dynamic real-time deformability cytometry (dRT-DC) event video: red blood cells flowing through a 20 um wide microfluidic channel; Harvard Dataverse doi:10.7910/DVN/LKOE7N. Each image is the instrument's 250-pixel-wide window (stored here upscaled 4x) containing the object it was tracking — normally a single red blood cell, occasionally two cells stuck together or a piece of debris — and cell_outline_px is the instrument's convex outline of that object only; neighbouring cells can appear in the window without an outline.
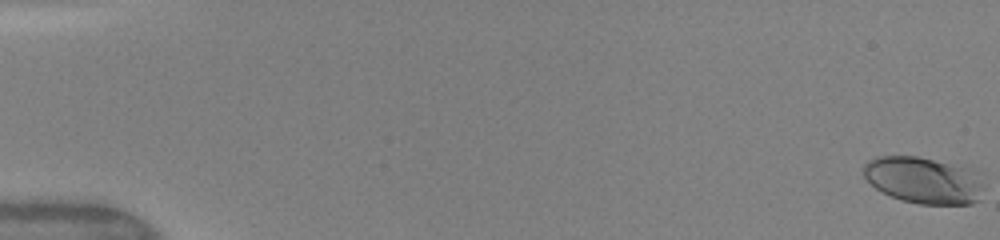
{"species": "human", "species_latin": "Homo sapiens", "temperature_condition": "warm", "stored_images_in_passage": 50, "camera_frame_rate_fps": 3000, "um_per_image_px": 0.085, "donor": {"sex": "female"}, "frame": {"image": 1, "passage_image": 1, "time_ms": 0.0, "image_size_px": [1000, 240], "cell_outline_px": [[984, 184], [976, 200], [972, 204], [920, 204], [900, 200], [876, 188], [864, 176], [864, 164], [868, 160], [876, 156], [916, 156], [968, 168], [984, 172]], "centroid_in_image_um": [78.55, 15.31], "position_along_channel_um": 6.4, "area_um2": 32.77}}
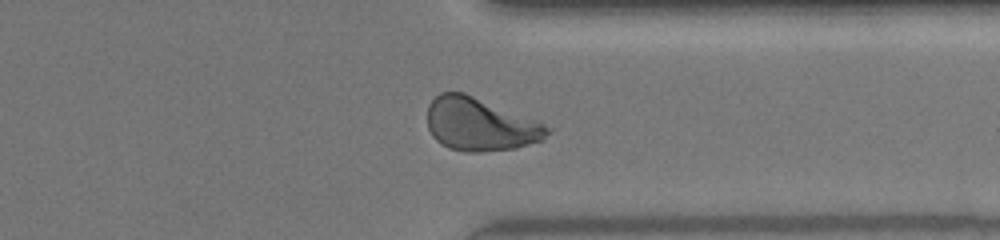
{"frame": {"image": 2, "passage_image": 40, "time_ms": 13.0, "image_size_px": [1000, 240], "cell_outline_px": [[552, 132], [544, 140], [516, 148], [480, 152], [468, 152], [448, 148], [440, 144], [432, 136], [428, 128], [428, 104], [440, 92], [464, 92], [544, 124], [552, 128]], "centroid_in_image_um": [40.81, 10.59], "position_along_channel_um": 370.6, "area_um2": 37.05}}
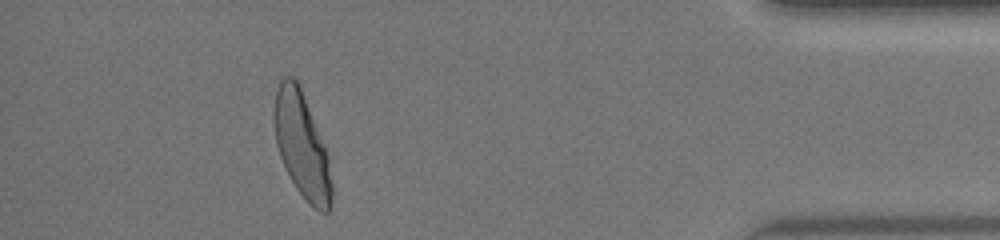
{"frame": {"image": 3, "passage_image": 46, "time_ms": 15.0, "image_size_px": [1000, 240], "cell_outline_px": [[332, 204], [328, 212], [320, 212], [312, 208], [308, 204], [296, 188], [280, 156], [276, 144], [272, 120], [272, 112], [276, 88], [280, 80], [284, 76], [292, 76], [296, 80], [300, 88], [324, 144], [328, 156], [332, 184]], "centroid_in_image_um": [25.63, 12.36], "position_along_channel_um": 409.6, "area_um2": 35.37}, "authors_computed_cell_mechanics": {"area_um2": 35.4025, "velocity_mm_per_s": 4.1447, "shape_relaxation_time_tau1_ms": 3.9042, "shape_relaxation_time_tau2_ms": 0.7904, "deformation_change_tau1": 0.1786, "deformation_change_tau2": 0.0733}}